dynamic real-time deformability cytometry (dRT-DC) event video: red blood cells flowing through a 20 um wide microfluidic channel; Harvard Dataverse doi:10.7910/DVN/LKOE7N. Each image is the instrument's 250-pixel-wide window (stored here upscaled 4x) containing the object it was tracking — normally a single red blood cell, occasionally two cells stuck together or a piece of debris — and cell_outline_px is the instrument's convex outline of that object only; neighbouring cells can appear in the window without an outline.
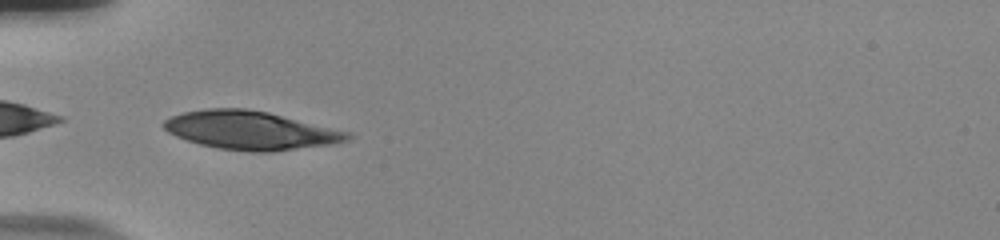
{"species": "human", "species_latin": "Homo sapiens", "temperature_condition": "room temperature", "stored_images_in_passage": 36, "camera_frame_rate_fps": 3000, "um_per_image_px": 0.085, "donor": {"sex": "male"}, "frame": {"image": 1, "passage_image": 1, "time_ms": 0.0, "image_size_px": [1000, 240], "cell_outline_px": [[352, 136], [348, 140], [332, 144], [272, 152], [248, 152], [216, 148], [200, 144], [176, 136], [168, 132], [160, 124], [164, 120], [172, 116], [184, 112], [208, 108], [244, 108], [268, 112], [352, 132]], "centroid_in_image_um": [21.31, 11.08], "position_along_channel_um": 63.7, "area_um2": 41.38}}
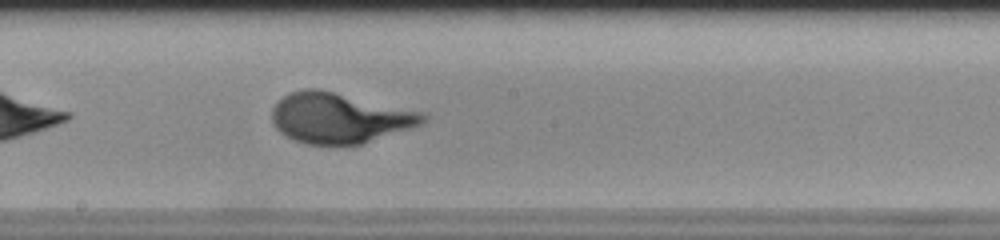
{"frame": {"image": 2, "passage_image": 14, "time_ms": 4.333, "image_size_px": [1000, 240], "cell_outline_px": [[428, 120], [420, 124], [360, 144], [308, 144], [296, 140], [280, 132], [276, 128], [272, 120], [272, 108], [288, 92], [304, 88], [316, 88], [424, 112], [428, 116]], "centroid_in_image_um": [28.83, 10.01], "position_along_channel_um": 219.4, "area_um2": 43.7}}
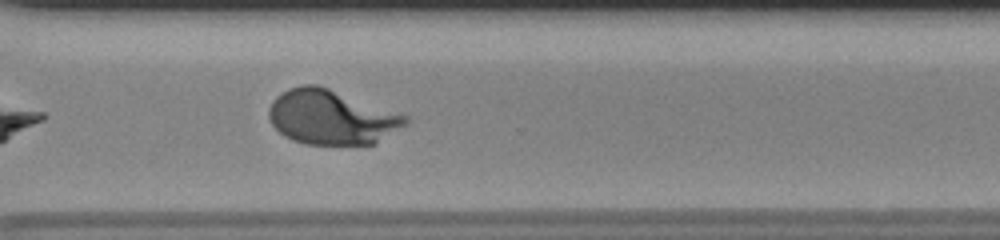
{"frame": {"image": 3, "passage_image": 24, "time_ms": 7.667, "image_size_px": [1000, 240], "cell_outline_px": [[408, 124], [376, 144], [304, 144], [292, 140], [284, 136], [272, 124], [268, 116], [268, 108], [272, 100], [276, 96], [288, 88], [304, 84], [316, 84], [328, 88], [408, 116]], "centroid_in_image_um": [28.16, 9.97], "position_along_channel_um": 342.4, "area_um2": 43.47}}